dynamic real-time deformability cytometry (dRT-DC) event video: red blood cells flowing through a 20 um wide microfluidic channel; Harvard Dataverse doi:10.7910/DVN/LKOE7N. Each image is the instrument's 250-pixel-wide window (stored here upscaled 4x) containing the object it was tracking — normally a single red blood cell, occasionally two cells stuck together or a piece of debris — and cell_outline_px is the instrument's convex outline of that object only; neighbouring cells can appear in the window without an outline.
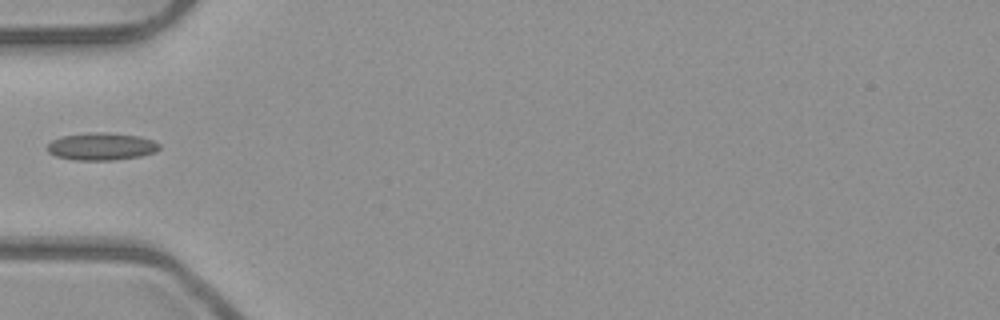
{"species": "common noctule bat (a hibernating species)", "species_latin": "Nyctalus noctula", "temperature_condition": "room temperature", "stored_images_in_passage": 2, "camera_frame_rate_fps": 3000, "um_per_image_px": 0.085, "animal": {"sex": "male", "body_mass_g": 23.1, "forearm_length_mm": 52.7}, "frame": {"image": 1, "passage_image": 1, "time_ms": 0.0, "image_size_px": [1000, 320], "cell_outline_px": [[160, 148], [156, 152], [140, 156], [116, 160], [72, 160], [56, 156], [48, 152], [48, 144], [52, 140], [60, 136], [136, 136], [152, 140], [160, 144]], "centroid_in_image_um": [8.63, 12.53], "position_along_channel_um": 76.4, "area_um2": 16.65}}
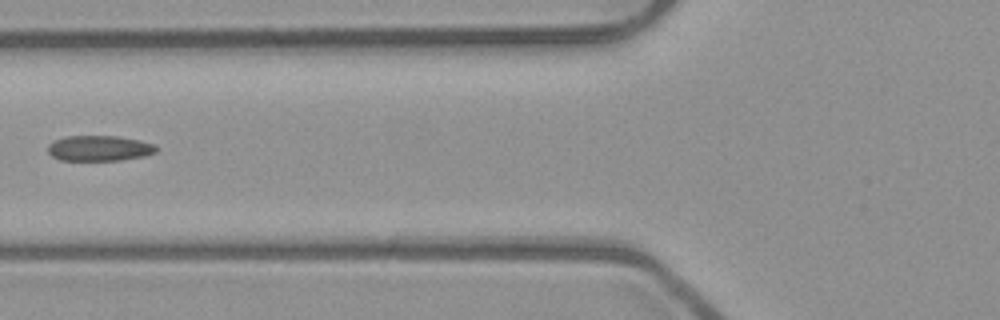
{"frame": {"image": 2, "passage_image": 2, "time_ms": 0.333, "image_size_px": [1000, 320], "cell_outline_px": [[156, 152], [144, 156], [120, 160], [60, 160], [52, 156], [48, 152], [48, 144], [52, 140], [64, 136], [116, 136], [156, 144]], "centroid_in_image_um": [8.39, 12.6], "position_along_channel_um": 117.4, "area_um2": 16.07}}